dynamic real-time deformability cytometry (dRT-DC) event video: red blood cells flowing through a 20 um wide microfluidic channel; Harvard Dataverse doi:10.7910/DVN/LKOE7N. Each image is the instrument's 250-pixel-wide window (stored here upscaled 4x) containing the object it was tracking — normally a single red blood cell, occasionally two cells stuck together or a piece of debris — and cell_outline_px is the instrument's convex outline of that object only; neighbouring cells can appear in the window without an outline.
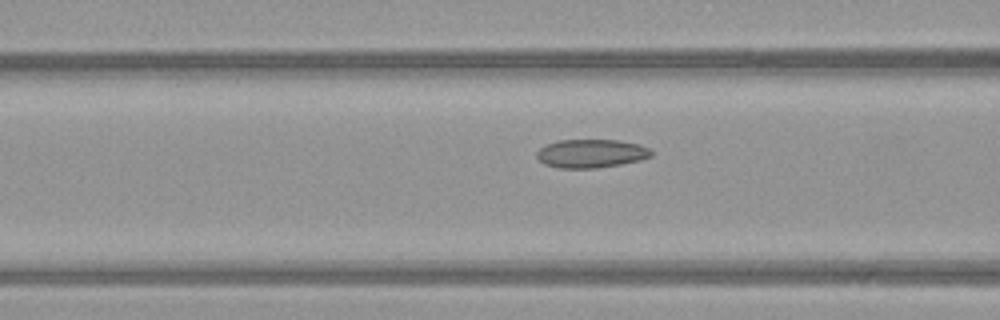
{"species": "common noctule bat (a hibernating species)", "species_latin": "Nyctalus noctula", "temperature_condition": "warm", "stored_images_in_passage": 6, "camera_frame_rate_fps": 3000, "um_per_image_px": 0.085, "animal": {"sex": "female", "body_mass_g": 21.9}, "frame": {"image": 1, "passage_image": 4, "time_ms": 1.0, "image_size_px": [1000, 320], "cell_outline_px": [[652, 156], [640, 160], [620, 164], [596, 168], [560, 168], [544, 164], [536, 156], [536, 152], [540, 148], [556, 140], [616, 140], [640, 144], [648, 148], [652, 152]], "centroid_in_image_um": [50.24, 13.04], "position_along_channel_um": 116.4, "area_um2": 18.96}}